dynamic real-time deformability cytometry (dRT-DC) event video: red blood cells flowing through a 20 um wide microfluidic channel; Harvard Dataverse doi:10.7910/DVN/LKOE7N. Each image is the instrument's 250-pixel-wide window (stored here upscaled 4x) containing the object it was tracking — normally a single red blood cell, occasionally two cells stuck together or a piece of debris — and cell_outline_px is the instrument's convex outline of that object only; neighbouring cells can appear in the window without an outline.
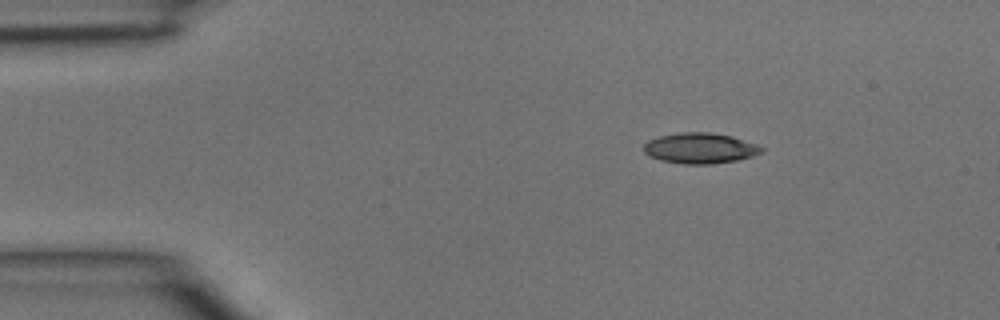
{"species": "common noctule bat (a hibernating species)", "species_latin": "Nyctalus noctula", "temperature_condition": "room temperature", "stored_images_in_passage": 3, "camera_frame_rate_fps": 3000, "um_per_image_px": 0.085, "animal": {"sex": "male", "body_mass_g": 15.6}, "frame": {"image": 1, "passage_image": 1, "time_ms": 0.0, "image_size_px": [1000, 320], "cell_outline_px": [[764, 152], [752, 156], [736, 160], [712, 164], [684, 164], [660, 160], [648, 156], [644, 152], [644, 144], [648, 140], [660, 136], [680, 132], [708, 132], [732, 136], [756, 144], [764, 148]], "centroid_in_image_um": [59.5, 12.6], "position_along_channel_um": 25.5, "area_um2": 21.04}}
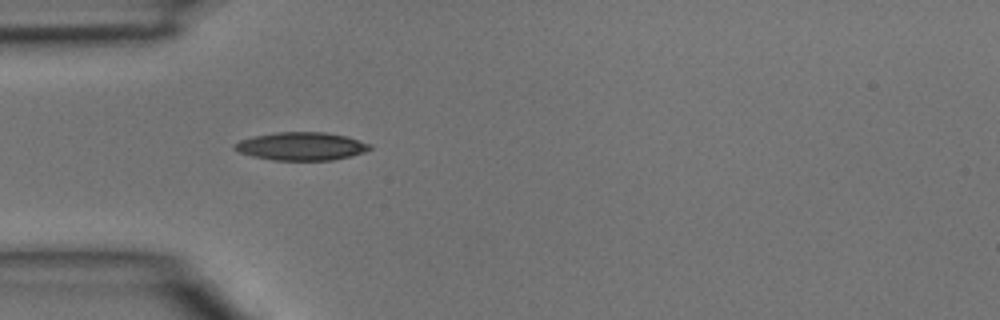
{"frame": {"image": 2, "passage_image": 3, "time_ms": 0.667, "image_size_px": [1000, 320], "cell_outline_px": [[372, 148], [364, 152], [352, 156], [332, 160], [272, 160], [252, 156], [240, 152], [232, 148], [232, 144], [240, 140], [252, 136], [276, 132], [324, 132], [344, 136], [372, 144]], "centroid_in_image_um": [25.58, 12.43], "position_along_channel_um": 59.4, "area_um2": 22.2}}